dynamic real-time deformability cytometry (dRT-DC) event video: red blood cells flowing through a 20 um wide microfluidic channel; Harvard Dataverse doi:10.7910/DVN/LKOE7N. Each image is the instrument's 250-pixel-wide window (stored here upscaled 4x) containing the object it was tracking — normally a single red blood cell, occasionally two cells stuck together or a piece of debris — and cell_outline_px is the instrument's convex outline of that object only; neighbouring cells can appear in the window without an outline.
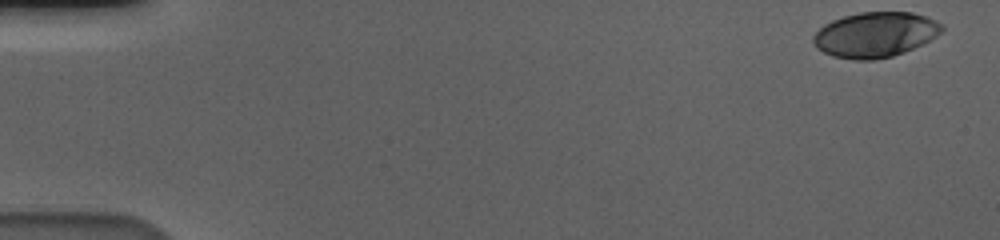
{"species": "human", "species_latin": "Homo sapiens", "temperature_condition": "cold", "stored_images_in_passage": 57, "camera_frame_rate_fps": 3000, "um_per_image_px": 0.085, "donor": {"sex": "male"}, "frame": {"image": 1, "passage_image": 1, "time_ms": 0.0, "image_size_px": [1000, 240], "cell_outline_px": [[944, 28], [936, 36], [904, 52], [892, 56], [876, 60], [856, 60], [832, 56], [816, 48], [812, 44], [812, 36], [824, 24], [832, 20], [844, 16], [860, 12], [912, 12], [936, 20], [944, 24]], "centroid_in_image_um": [74.36, 2.94], "position_along_channel_um": 10.6, "area_um2": 33.87}}
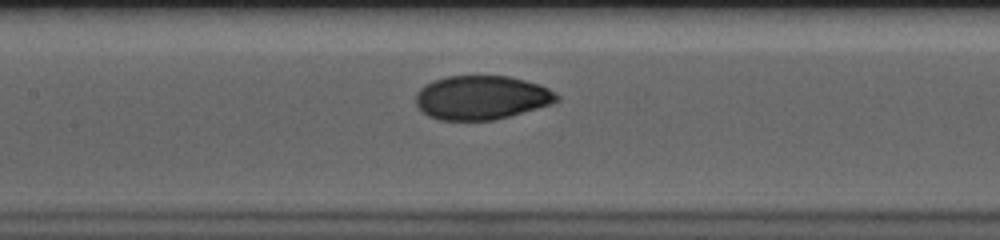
{"frame": {"image": 2, "passage_image": 27, "time_ms": 8.667, "image_size_px": [1000, 240], "cell_outline_px": [[560, 100], [552, 104], [508, 116], [492, 120], [440, 120], [428, 116], [416, 104], [416, 92], [424, 84], [432, 80], [448, 76], [508, 76], [540, 84], [556, 92], [560, 96]], "centroid_in_image_um": [40.93, 8.28], "position_along_channel_um": 166.5, "area_um2": 36.18}}
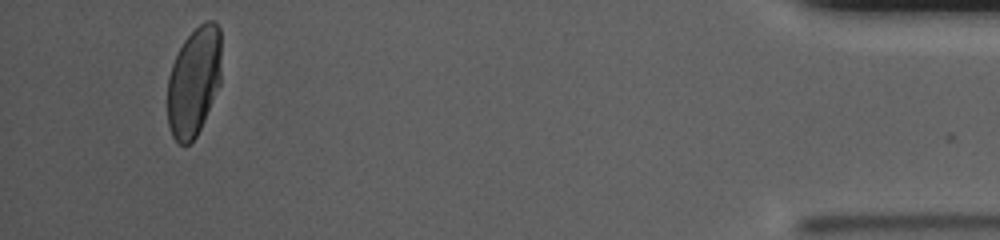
{"frame": {"image": 3, "passage_image": 54, "time_ms": 17.667, "image_size_px": [1000, 240], "cell_outline_px": [[220, 84], [204, 120], [196, 136], [184, 148], [172, 136], [168, 124], [168, 76], [172, 64], [184, 40], [200, 24], [208, 20], [212, 20], [220, 28]], "centroid_in_image_um": [16.48, 6.95], "position_along_channel_um": 418.7, "area_um2": 34.1}, "authors_computed_cell_mechanics": {"area_um2": 35.836, "velocity_mm_per_s": 3.5762, "shape_relaxation_time_tau1_ms": 3.8664, "shape_relaxation_time_tau2_ms": null, "deformation_change_tau1": 0.1614, "deformation_change_tau2": null}}